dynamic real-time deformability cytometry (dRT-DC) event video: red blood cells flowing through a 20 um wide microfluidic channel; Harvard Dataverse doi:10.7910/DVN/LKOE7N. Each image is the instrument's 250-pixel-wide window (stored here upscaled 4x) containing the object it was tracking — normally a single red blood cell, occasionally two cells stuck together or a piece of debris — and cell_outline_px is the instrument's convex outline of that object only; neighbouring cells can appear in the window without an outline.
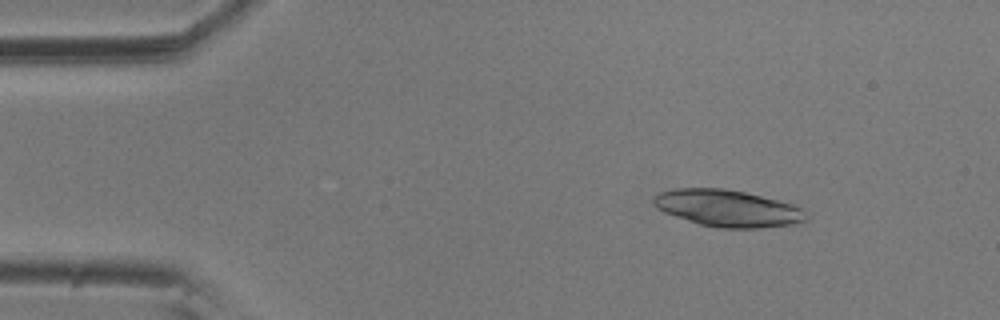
{"species": "common noctule bat (a hibernating species)", "species_latin": "Nyctalus noctula", "temperature_condition": "room temperature", "stored_images_in_passage": 5, "camera_frame_rate_fps": 3000, "um_per_image_px": 0.085, "animal": {"sex": "male", "body_mass_g": 20.5, "forearm_length_mm": 52.5}, "frame": {"image": 1, "passage_image": 2, "time_ms": 0.333, "image_size_px": [1000, 320], "cell_outline_px": [[812, 212], [808, 220], [804, 224], [760, 228], [720, 228], [700, 224], [664, 212], [656, 208], [652, 204], [652, 200], [660, 192], [672, 188], [724, 188], [744, 192], [792, 204], [804, 208]], "centroid_in_image_um": [61.96, 17.72], "position_along_channel_um": 23.0, "area_um2": 33.29}}